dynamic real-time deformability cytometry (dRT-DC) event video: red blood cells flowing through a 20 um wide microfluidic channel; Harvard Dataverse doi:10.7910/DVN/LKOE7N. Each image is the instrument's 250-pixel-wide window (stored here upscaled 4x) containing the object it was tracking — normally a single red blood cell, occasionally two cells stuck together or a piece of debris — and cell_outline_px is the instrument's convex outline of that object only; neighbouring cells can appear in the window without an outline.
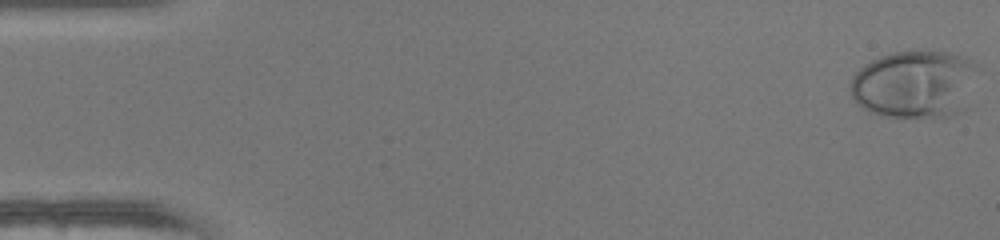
{"species": "human", "species_latin": "Homo sapiens", "temperature_condition": "warm", "stored_images_in_passage": 50, "camera_frame_rate_fps": 3000, "um_per_image_px": 0.085, "donor": {"sex": "female"}, "frame": {"image": 1, "passage_image": 1, "time_ms": 0.0, "image_size_px": [1000, 240], "cell_outline_px": [[972, 68], [968, 108], [964, 112], [952, 116], [932, 120], [880, 116], [868, 112], [852, 100], [848, 88], [852, 76], [864, 64], [880, 56], [892, 52], [948, 52], [964, 56], [968, 60]], "centroid_in_image_um": [77.65, 7.25], "position_along_channel_um": 7.3, "area_um2": 50.98}}
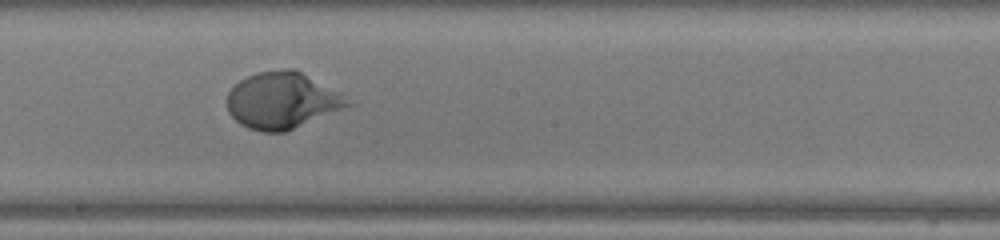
{"frame": {"image": 2, "passage_image": 28, "time_ms": 9.0, "image_size_px": [1000, 240], "cell_outline_px": [[356, 104], [284, 132], [264, 132], [248, 128], [240, 124], [228, 112], [228, 92], [240, 80], [256, 72], [280, 68], [296, 68], [340, 92]], "centroid_in_image_um": [24.02, 8.52], "position_along_channel_um": 224.2, "area_um2": 40.0}}
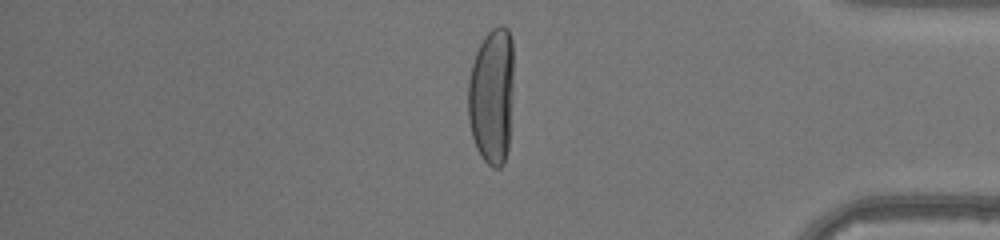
{"frame": {"image": 3, "passage_image": 42, "time_ms": 13.667, "image_size_px": [1000, 240], "cell_outline_px": [[512, 88], [508, 148], [504, 164], [500, 168], [492, 168], [480, 156], [476, 148], [472, 136], [468, 120], [468, 80], [472, 64], [476, 52], [484, 36], [492, 28], [500, 24], [508, 28], [512, 40]], "centroid_in_image_um": [41.78, 8.16], "position_along_channel_um": 393.4, "area_um2": 36.53}, "authors_computed_cell_mechanics": {"area_um2": 38.7838, "velocity_mm_per_s": 4.209, "shape_relaxation_time_tau1_ms": 3.3727, "shape_relaxation_time_tau2_ms": null, "deformation_change_tau1": 0.2482, "deformation_change_tau2": null}}